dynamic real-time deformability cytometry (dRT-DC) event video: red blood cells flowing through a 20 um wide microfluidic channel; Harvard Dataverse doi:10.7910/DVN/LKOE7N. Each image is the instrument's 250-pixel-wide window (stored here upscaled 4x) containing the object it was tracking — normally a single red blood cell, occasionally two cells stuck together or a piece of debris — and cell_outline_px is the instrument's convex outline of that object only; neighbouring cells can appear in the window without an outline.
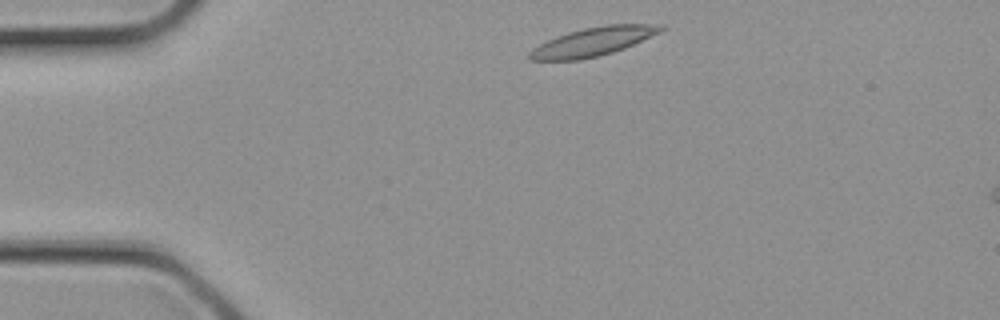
{"species": "common noctule bat (a hibernating species)", "species_latin": "Nyctalus noctula", "temperature_condition": "cold", "stored_images_in_passage": 2, "camera_frame_rate_fps": 3000, "um_per_image_px": 0.085, "animal": {"sex": "female", "body_mass_g": 21.9}, "frame": {"image": 1, "passage_image": 1, "time_ms": 0.0, "image_size_px": [1000, 320], "cell_outline_px": [[664, 28], [660, 32], [624, 48], [600, 56], [580, 60], [528, 60], [528, 52], [532, 48], [556, 36], [568, 32], [584, 28], [604, 24], [664, 24]], "centroid_in_image_um": [50.38, 3.54], "position_along_channel_um": 34.6, "area_um2": 21.91}}